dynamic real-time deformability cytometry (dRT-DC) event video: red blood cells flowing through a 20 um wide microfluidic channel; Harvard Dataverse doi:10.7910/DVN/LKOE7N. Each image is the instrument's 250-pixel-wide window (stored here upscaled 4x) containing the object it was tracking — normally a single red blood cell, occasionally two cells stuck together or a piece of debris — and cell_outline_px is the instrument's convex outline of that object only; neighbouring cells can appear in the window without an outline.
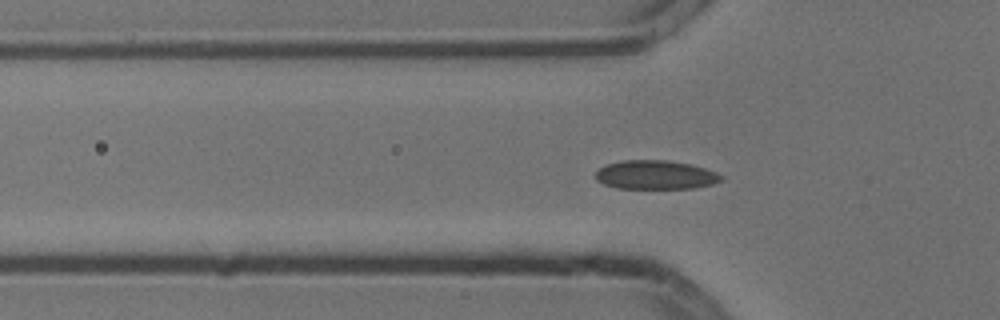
{"species": "common noctule bat (a hibernating species)", "species_latin": "Nyctalus noctula", "temperature_condition": "cold", "stored_images_in_passage": 48, "camera_frame_rate_fps": 3000, "um_per_image_px": 0.085, "animal": {"sex": "male", "body_mass_g": 13.3}, "frame": {"image": 1, "passage_image": 10, "time_ms": 3.0, "image_size_px": [1000, 320], "cell_outline_px": [[724, 180], [712, 184], [696, 188], [616, 188], [604, 184], [596, 180], [596, 172], [600, 168], [608, 164], [624, 160], [668, 160], [692, 164], [716, 172], [724, 176]], "centroid_in_image_um": [55.76, 14.86], "position_along_channel_um": 70.0, "area_um2": 21.21}}
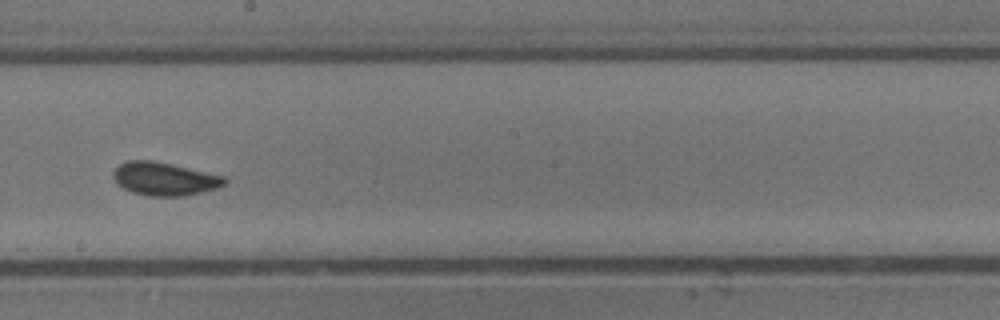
{"frame": {"image": 2, "passage_image": 23, "time_ms": 7.333, "image_size_px": [1000, 320], "cell_outline_px": [[228, 180], [224, 184], [216, 188], [184, 196], [148, 196], [132, 192], [116, 184], [112, 176], [112, 172], [120, 164], [128, 160], [152, 160], [172, 164], [224, 176]], "centroid_in_image_um": [13.94, 15.2], "position_along_channel_um": 234.3, "area_um2": 21.5}}
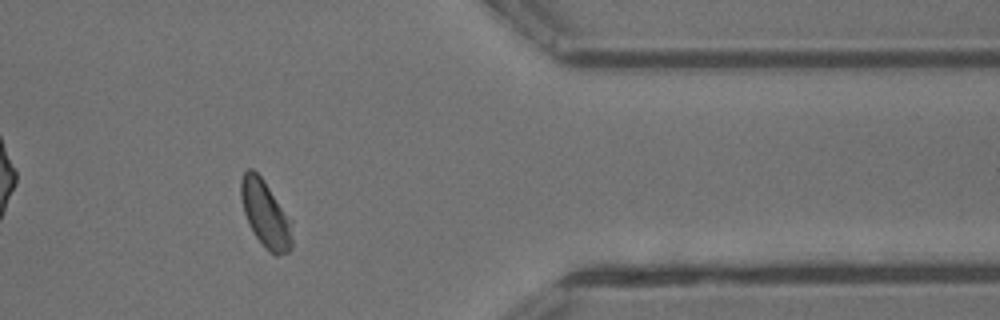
{"frame": {"image": 3, "passage_image": 37, "time_ms": 12.0, "image_size_px": [1000, 320], "cell_outline_px": [[292, 248], [288, 252], [276, 256], [256, 236], [248, 224], [244, 212], [240, 196], [240, 180], [244, 172], [248, 168], [252, 168], [260, 176], [292, 220]], "centroid_in_image_um": [22.57, 18.17], "position_along_channel_um": 388.8, "area_um2": 19.71}, "authors_computed_cell_mechanics": {"area_um2": 20.4034, "velocity_mm_per_s": 3.7718, "shape_relaxation_time_tau1_ms": 3.4479, "shape_relaxation_time_tau2_ms": null, "deformation_change_tau1": 0.0846, "deformation_change_tau2": null}}